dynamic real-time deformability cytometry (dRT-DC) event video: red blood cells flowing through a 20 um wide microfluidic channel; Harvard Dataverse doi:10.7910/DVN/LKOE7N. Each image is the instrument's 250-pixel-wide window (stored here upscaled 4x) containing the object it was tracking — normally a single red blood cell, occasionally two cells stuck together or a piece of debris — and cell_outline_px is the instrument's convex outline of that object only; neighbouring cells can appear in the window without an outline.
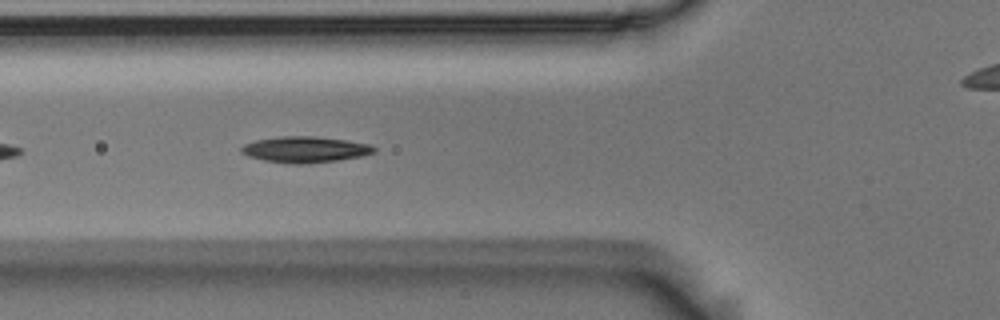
{"species": "Egyptian fruit bat (a non-hibernating species)", "species_latin": "Rousettus aegyptiacus", "temperature_condition": "room temperature", "stored_images_in_passage": 42, "camera_frame_rate_fps": 3000, "um_per_image_px": 0.085, "animal": {"sex": "male"}, "frame": {"image": 1, "passage_image": 6, "time_ms": 1.667, "image_size_px": [1000, 320], "cell_outline_px": [[376, 152], [364, 156], [340, 160], [300, 164], [292, 164], [264, 160], [248, 156], [240, 152], [240, 148], [244, 144], [256, 140], [280, 136], [312, 136], [348, 140], [368, 144], [376, 148]], "centroid_in_image_um": [25.95, 12.71], "position_along_channel_um": 99.9, "area_um2": 20.23}}
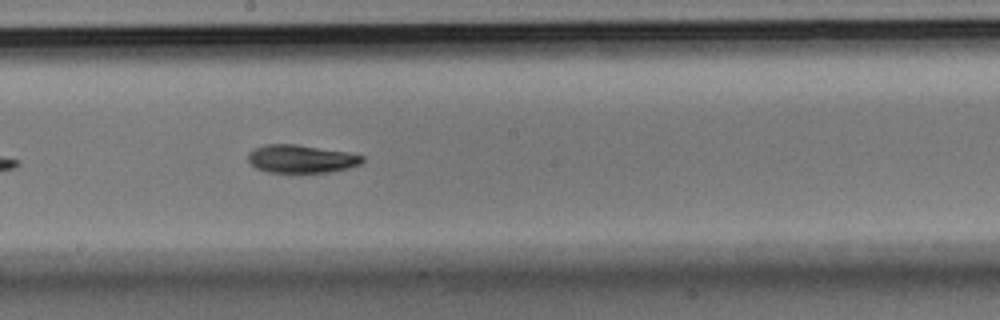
{"frame": {"image": 2, "passage_image": 16, "time_ms": 5.0, "image_size_px": [1000, 320], "cell_outline_px": [[364, 160], [360, 164], [348, 168], [328, 172], [268, 172], [256, 168], [248, 160], [248, 152], [264, 144], [296, 144], [348, 152], [364, 156]], "centroid_in_image_um": [25.6, 13.49], "position_along_channel_um": 222.6, "area_um2": 18.61}}
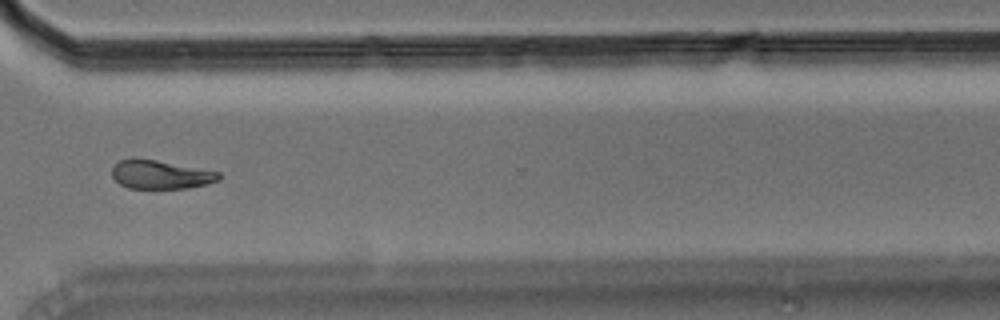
{"frame": {"image": 3, "passage_image": 27, "time_ms": 8.667, "image_size_px": [1000, 320], "cell_outline_px": [[220, 180], [208, 184], [188, 188], [128, 188], [120, 184], [112, 176], [112, 164], [120, 160], [132, 156], [156, 160], [220, 172]], "centroid_in_image_um": [13.61, 14.82], "position_along_channel_um": 357.0, "area_um2": 18.09}, "authors_computed_cell_mechanics": {"area_um2": 18.9295, "velocity_mm_per_s": 3.6666, "shape_relaxation_time_tau1_ms": 4.6527, "shape_relaxation_time_tau2_ms": 7.7156, "deformation_change_tau1": 0.1445, "deformation_change_tau2": 0.1406}}